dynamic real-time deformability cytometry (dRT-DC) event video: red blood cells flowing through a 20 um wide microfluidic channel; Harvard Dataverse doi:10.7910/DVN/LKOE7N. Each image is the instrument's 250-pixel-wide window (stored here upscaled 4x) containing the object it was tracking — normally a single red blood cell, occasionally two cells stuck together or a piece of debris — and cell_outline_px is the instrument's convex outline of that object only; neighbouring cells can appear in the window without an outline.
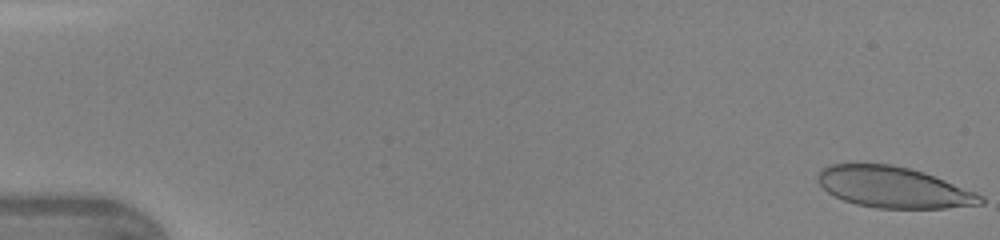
{"species": "human", "species_latin": "Homo sapiens", "temperature_condition": "warm", "stored_images_in_passage": 45, "camera_frame_rate_fps": 3000, "um_per_image_px": 0.085, "donor": {"sex": "female"}, "frame": {"image": 1, "passage_image": 1, "time_ms": 0.0, "image_size_px": [1000, 240], "cell_outline_px": [[984, 204], [944, 208], [876, 208], [856, 204], [844, 200], [828, 192], [816, 180], [816, 176], [820, 168], [832, 164], [856, 160], [892, 164], [924, 172], [976, 192], [984, 196]], "centroid_in_image_um": [75.88, 15.87], "position_along_channel_um": 9.1, "area_um2": 39.77}}
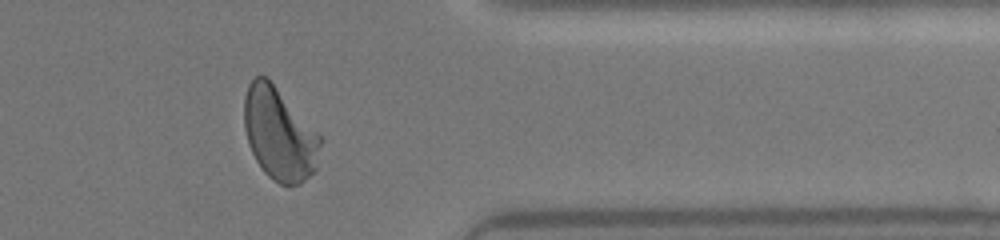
{"frame": {"image": 2, "passage_image": 37, "time_ms": 12.0, "image_size_px": [1000, 240], "cell_outline_px": [[320, 144], [316, 168], [300, 184], [280, 184], [272, 180], [264, 172], [256, 160], [248, 144], [244, 128], [244, 100], [248, 84], [256, 76], [268, 76], [320, 136]], "centroid_in_image_um": [23.7, 11.37], "position_along_channel_um": 387.7, "area_um2": 40.75}}
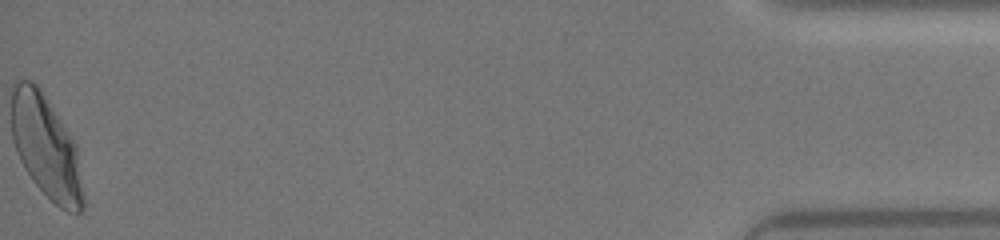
{"frame": {"image": 3, "passage_image": 45, "time_ms": 14.667, "image_size_px": [1000, 240], "cell_outline_px": [[84, 208], [80, 212], [68, 212], [60, 208], [32, 180], [24, 168], [20, 160], [12, 140], [12, 84], [16, 80], [32, 80], [36, 84], [72, 136], [76, 144], [84, 200]], "centroid_in_image_um": [3.9, 12.49], "position_along_channel_um": 431.3, "area_um2": 42.71}}